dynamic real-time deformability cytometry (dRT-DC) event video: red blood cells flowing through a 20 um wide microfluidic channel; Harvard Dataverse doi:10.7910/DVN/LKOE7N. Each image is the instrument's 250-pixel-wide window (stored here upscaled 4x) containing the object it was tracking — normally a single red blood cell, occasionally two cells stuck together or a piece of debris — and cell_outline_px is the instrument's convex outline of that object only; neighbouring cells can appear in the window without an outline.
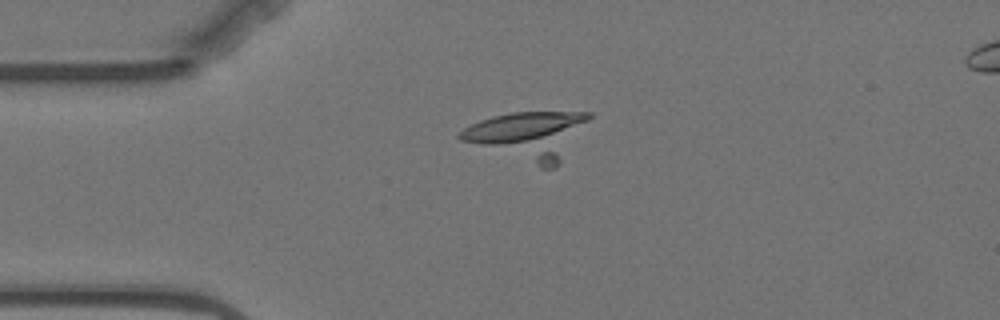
{"species": "Egyptian fruit bat (a non-hibernating species)", "species_latin": "Rousettus aegyptiacus", "temperature_condition": "warm", "stored_images_in_passage": 6, "camera_frame_rate_fps": 3000, "um_per_image_px": 0.085, "animal": {"sex": "female"}, "frame": {"image": 1, "passage_image": 4, "time_ms": 3.667, "image_size_px": [1000, 320], "cell_outline_px": [[592, 116], [560, 164], [556, 168], [540, 168], [460, 140], [456, 136], [464, 128], [480, 120], [492, 116], [512, 112], [592, 112]], "centroid_in_image_um": [44.93, 11.52], "position_along_channel_um": 40.1, "area_um2": 36.18}}